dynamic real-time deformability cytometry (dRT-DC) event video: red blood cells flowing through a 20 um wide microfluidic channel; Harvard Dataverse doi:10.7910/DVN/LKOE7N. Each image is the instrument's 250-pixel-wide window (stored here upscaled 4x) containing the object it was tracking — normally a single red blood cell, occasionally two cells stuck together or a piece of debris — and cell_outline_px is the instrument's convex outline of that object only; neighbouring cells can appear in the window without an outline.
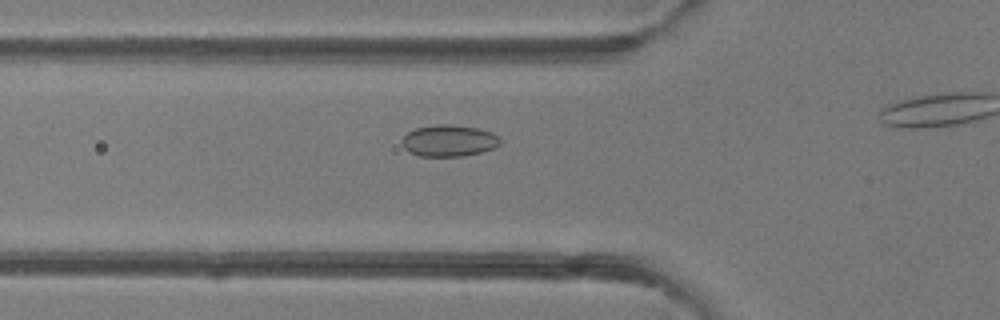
{"species": "common noctule bat (a hibernating species)", "species_latin": "Nyctalus noctula", "temperature_condition": "room temperature", "stored_images_in_passage": 7, "camera_frame_rate_fps": 3000, "um_per_image_px": 0.085, "animal": {"sex": "female"}, "frame": {"image": 1, "passage_image": 6, "time_ms": 6.667, "image_size_px": [1000, 320], "cell_outline_px": [[500, 144], [496, 148], [464, 156], [420, 156], [408, 152], [404, 148], [404, 136], [408, 132], [416, 128], [436, 124], [448, 124], [476, 128], [492, 132], [500, 140]], "centroid_in_image_um": [38.17, 11.96], "position_along_channel_um": 87.6, "area_um2": 17.92}}